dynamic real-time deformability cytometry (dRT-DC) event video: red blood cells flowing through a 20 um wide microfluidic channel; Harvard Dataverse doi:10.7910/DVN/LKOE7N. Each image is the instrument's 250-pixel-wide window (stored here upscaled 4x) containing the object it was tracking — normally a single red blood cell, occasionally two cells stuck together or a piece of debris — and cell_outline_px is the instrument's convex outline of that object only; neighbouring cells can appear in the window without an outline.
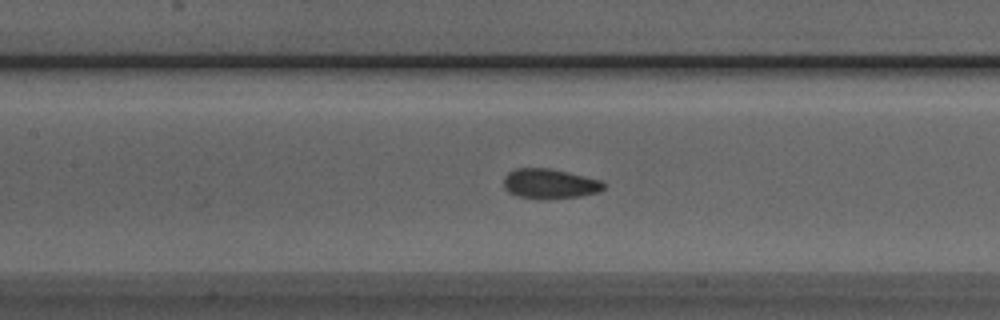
{"species": "Egyptian fruit bat (a non-hibernating species)", "species_latin": "Rousettus aegyptiacus", "temperature_condition": "room temperature", "stored_images_in_passage": 39, "segment_of_instrument_passage": [1, 2], "camera_frame_rate_fps": 3000, "um_per_image_px": 0.085, "animal": {"sex": "male"}, "frame": {"image": 1, "passage_image": 9, "time_ms": 2.667, "image_size_px": [1000, 320], "cell_outline_px": [[604, 188], [600, 192], [580, 196], [516, 196], [508, 192], [504, 188], [504, 176], [508, 172], [516, 168], [548, 168], [568, 172], [600, 180], [604, 184]], "centroid_in_image_um": [46.71, 15.57], "position_along_channel_um": 160.7, "area_um2": 16.65}}
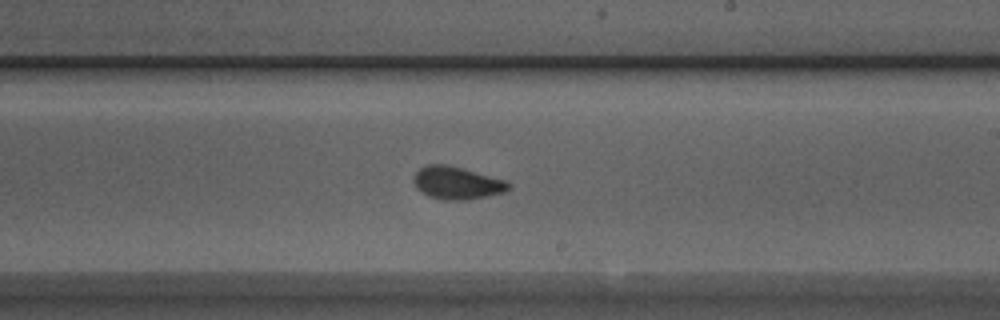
{"frame": {"image": 2, "passage_image": 16, "time_ms": 5.0, "image_size_px": [1000, 320], "cell_outline_px": [[512, 188], [504, 192], [488, 196], [468, 200], [444, 200], [428, 196], [420, 192], [416, 188], [412, 180], [416, 172], [420, 168], [428, 164], [448, 164], [504, 180], [512, 184]], "centroid_in_image_um": [38.82, 15.56], "position_along_channel_um": 250.2, "area_um2": 18.21}}
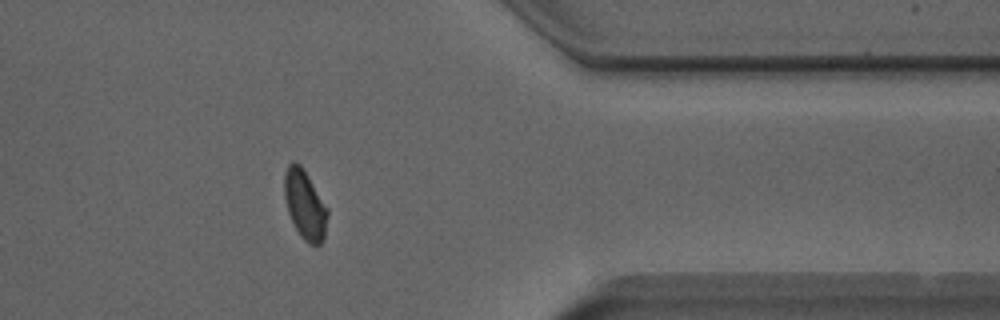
{"frame": {"image": 3, "passage_image": 28, "time_ms": 9.0, "image_size_px": [1000, 320], "cell_outline_px": [[328, 216], [324, 240], [320, 244], [308, 244], [300, 236], [288, 212], [284, 196], [284, 172], [288, 164], [292, 160], [300, 164], [304, 168], [328, 208]], "centroid_in_image_um": [25.92, 17.37], "position_along_channel_um": 385.5, "area_um2": 17.63}}